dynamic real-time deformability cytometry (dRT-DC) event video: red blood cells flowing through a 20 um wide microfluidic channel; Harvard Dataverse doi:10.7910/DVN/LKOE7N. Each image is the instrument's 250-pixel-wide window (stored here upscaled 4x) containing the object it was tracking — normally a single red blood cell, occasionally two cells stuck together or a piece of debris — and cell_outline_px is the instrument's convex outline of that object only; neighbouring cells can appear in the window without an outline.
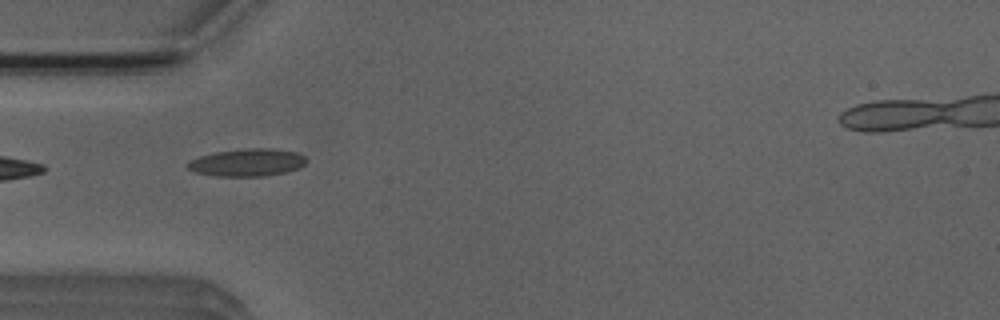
{"species": "Egyptian fruit bat (a non-hibernating species)", "species_latin": "Rousettus aegyptiacus", "temperature_condition": "room temperature", "stored_images_in_passage": 2, "camera_frame_rate_fps": 3000, "um_per_image_px": 0.085, "animal": {"sex": "male"}, "frame": {"image": 1, "passage_image": 1, "time_ms": 0.0, "image_size_px": [1000, 320], "cell_outline_px": [[304, 164], [300, 168], [284, 172], [264, 176], [216, 176], [196, 172], [188, 168], [184, 164], [188, 160], [212, 152], [244, 148], [272, 148], [296, 152], [304, 156]], "centroid_in_image_um": [20.96, 13.8], "position_along_channel_um": 64.0, "area_um2": 19.13}}